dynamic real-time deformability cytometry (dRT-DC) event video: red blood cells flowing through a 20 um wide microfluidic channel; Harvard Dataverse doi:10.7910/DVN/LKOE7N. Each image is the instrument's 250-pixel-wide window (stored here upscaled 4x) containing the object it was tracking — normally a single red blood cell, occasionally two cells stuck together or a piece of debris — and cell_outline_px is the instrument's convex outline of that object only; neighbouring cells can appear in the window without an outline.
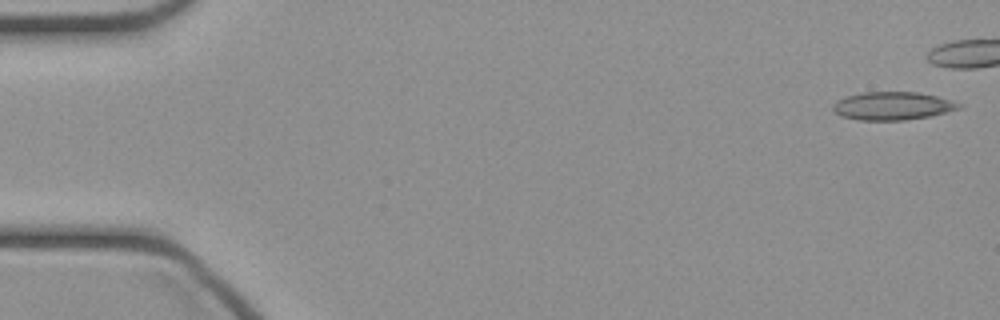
{"species": "common noctule bat (a hibernating species)", "species_latin": "Nyctalus noctula", "temperature_condition": "cold", "stored_images_in_passage": 37, "camera_frame_rate_fps": 3000, "um_per_image_px": 0.085, "animal": {"sex": "female", "body_mass_g": 21.9}, "frame": {"image": 1, "passage_image": 1, "time_ms": 0.0, "image_size_px": [1000, 320], "cell_outline_px": [[964, 108], [932, 116], [904, 120], [860, 120], [840, 116], [832, 112], [832, 108], [840, 100], [848, 96], [864, 92], [916, 92], [936, 96], [952, 100], [964, 104]], "centroid_in_image_um": [75.95, 9.01], "position_along_channel_um": 9.0, "area_um2": 20.69}}
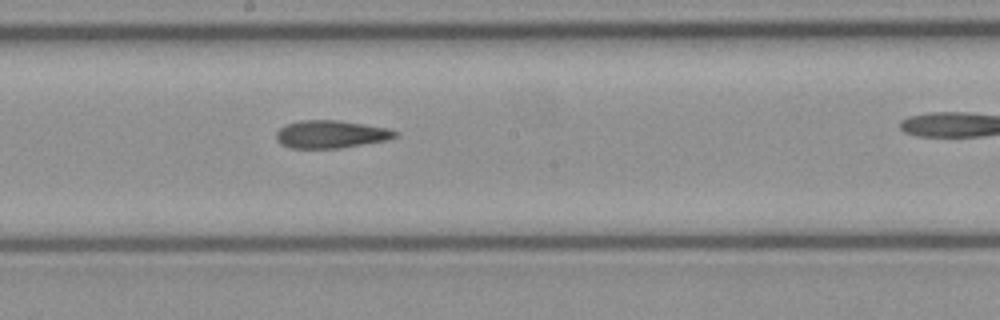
{"frame": {"image": 2, "passage_image": 25, "time_ms": 8.0, "image_size_px": [1000, 320], "cell_outline_px": [[400, 132], [396, 136], [384, 140], [340, 148], [292, 148], [280, 144], [276, 140], [276, 132], [280, 128], [288, 124], [300, 120], [336, 120], [388, 128]], "centroid_in_image_um": [28.09, 11.41], "position_along_channel_um": 220.1, "area_um2": 19.02}}
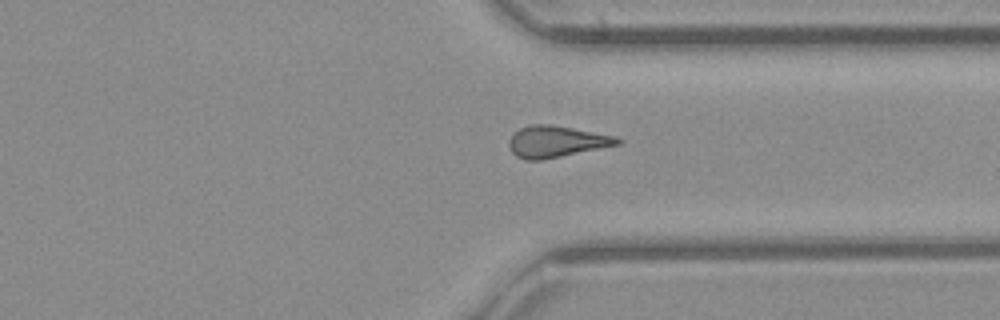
{"frame": {"image": 3, "passage_image": 35, "time_ms": 11.333, "image_size_px": [1000, 320], "cell_outline_px": [[624, 140], [620, 144], [540, 160], [524, 160], [516, 156], [512, 152], [508, 144], [508, 140], [520, 128], [528, 124], [548, 124], [572, 128], [616, 136]], "centroid_in_image_um": [47.27, 12.03], "position_along_channel_um": 364.1, "area_um2": 19.71}}